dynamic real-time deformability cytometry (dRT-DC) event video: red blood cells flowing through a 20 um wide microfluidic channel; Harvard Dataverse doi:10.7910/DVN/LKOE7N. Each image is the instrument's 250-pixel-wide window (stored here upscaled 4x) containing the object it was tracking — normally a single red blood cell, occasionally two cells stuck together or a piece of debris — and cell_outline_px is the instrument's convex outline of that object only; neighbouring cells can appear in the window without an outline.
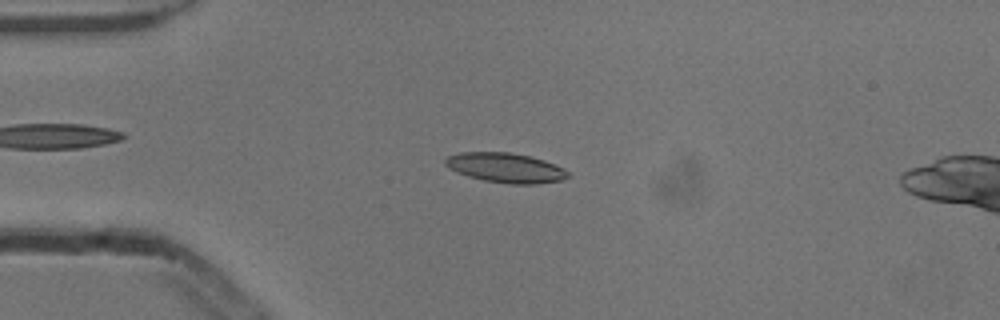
{"species": "common noctule bat (a hibernating species)", "species_latin": "Nyctalus noctula", "temperature_condition": "cold", "stored_images_in_passage": 54, "camera_frame_rate_fps": 3000, "um_per_image_px": 0.085, "animal": {"sex": "male", "body_mass_g": 13.3}, "frame": {"image": 1, "passage_image": 13, "time_ms": 4.0, "image_size_px": [1000, 320], "cell_outline_px": [[568, 176], [564, 180], [536, 184], [512, 184], [484, 180], [468, 176], [456, 172], [448, 168], [444, 164], [444, 160], [448, 156], [460, 152], [508, 152], [528, 156], [544, 160], [564, 168], [568, 172]], "centroid_in_image_um": [42.96, 14.26], "position_along_channel_um": 42.0, "area_um2": 21.21}}
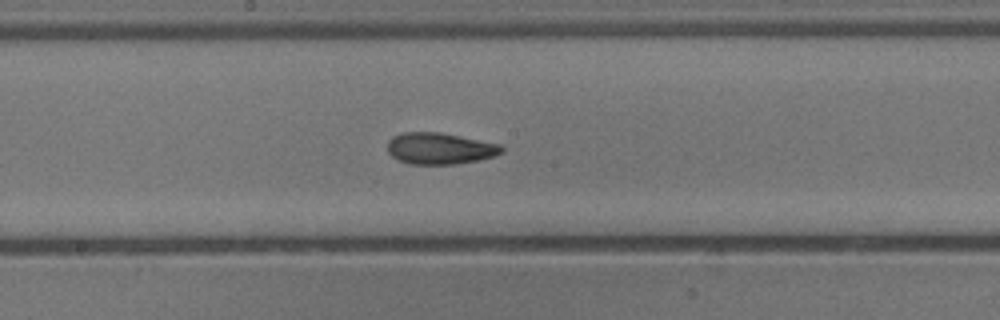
{"frame": {"image": 2, "passage_image": 28, "time_ms": 9.0, "image_size_px": [1000, 320], "cell_outline_px": [[504, 152], [492, 156], [476, 160], [456, 164], [408, 164], [392, 156], [388, 152], [388, 140], [392, 136], [400, 132], [440, 132], [500, 144], [504, 148]], "centroid_in_image_um": [37.36, 12.61], "position_along_channel_um": 210.8, "area_um2": 20.92}}
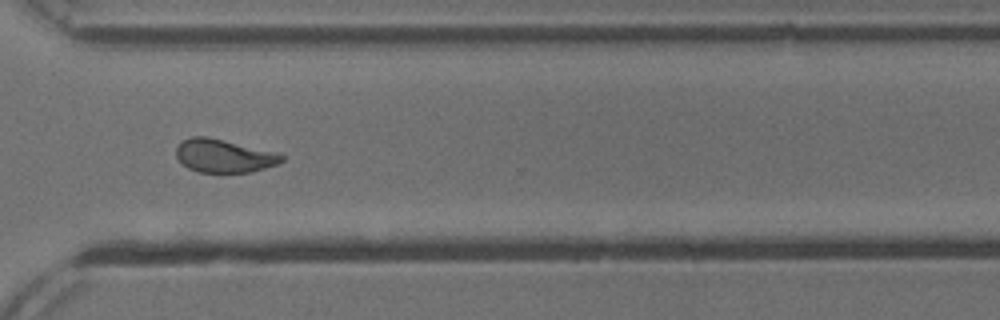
{"frame": {"image": 3, "passage_image": 39, "time_ms": 12.667, "image_size_px": [1000, 320], "cell_outline_px": [[284, 160], [276, 164], [252, 172], [200, 172], [188, 168], [176, 156], [176, 148], [180, 140], [192, 136], [208, 136], [280, 152], [284, 156]], "centroid_in_image_um": [19.05, 13.22], "position_along_channel_um": 351.5, "area_um2": 20.69}, "authors_computed_cell_mechanics": {"area_um2": 20.6924, "velocity_mm_per_s": 3.8597, "shape_relaxation_time_tau1_ms": 5.0588, "shape_relaxation_time_tau2_ms": 2.3883, "deformation_change_tau1": 0.1504, "deformation_change_tau2": 0.091}}